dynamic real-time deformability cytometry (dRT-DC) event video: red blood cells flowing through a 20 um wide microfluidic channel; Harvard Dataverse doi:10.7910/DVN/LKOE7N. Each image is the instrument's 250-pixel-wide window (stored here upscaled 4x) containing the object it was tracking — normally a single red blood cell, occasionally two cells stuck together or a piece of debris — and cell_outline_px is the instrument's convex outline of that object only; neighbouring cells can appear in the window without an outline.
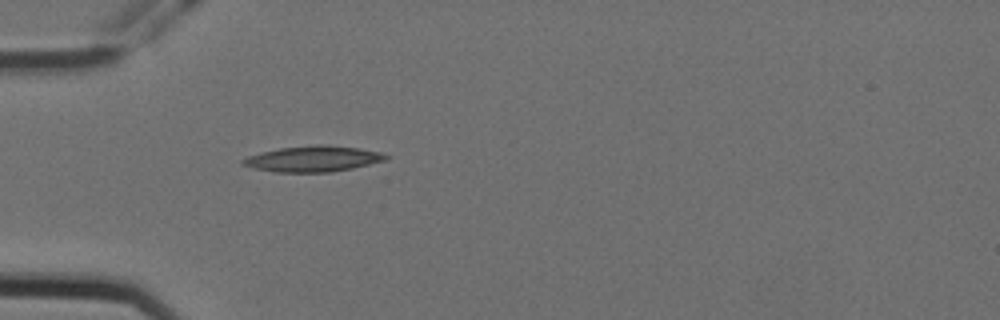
{"species": "Egyptian fruit bat (a non-hibernating species)", "species_latin": "Rousettus aegyptiacus", "temperature_condition": "cold", "stored_images_in_passage": 1, "camera_frame_rate_fps": 3000, "um_per_image_px": 0.085, "animal": {"sex": "female"}, "frame": {"image": 1, "passage_image": 1, "time_ms": 0.0, "image_size_px": [1000, 320], "cell_outline_px": [[388, 160], [352, 168], [332, 172], [276, 172], [256, 168], [240, 164], [240, 160], [248, 156], [280, 148], [316, 144], [324, 144], [356, 148], [380, 152], [388, 156]], "centroid_in_image_um": [26.62, 13.5], "position_along_channel_um": 58.4, "area_um2": 21.33}}